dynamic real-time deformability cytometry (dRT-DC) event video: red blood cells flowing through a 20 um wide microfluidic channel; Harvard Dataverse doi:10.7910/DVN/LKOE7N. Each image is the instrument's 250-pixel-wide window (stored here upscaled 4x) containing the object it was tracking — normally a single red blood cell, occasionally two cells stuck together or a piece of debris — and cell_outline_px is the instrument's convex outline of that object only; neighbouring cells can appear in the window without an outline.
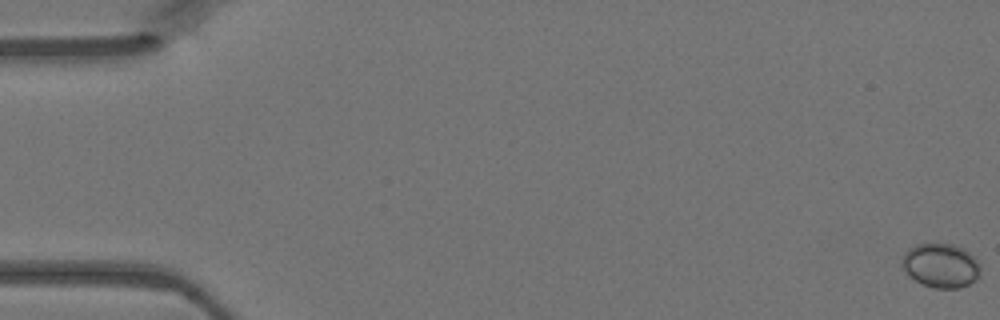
{"species": "Egyptian fruit bat (a non-hibernating species)", "species_latin": "Rousettus aegyptiacus", "temperature_condition": "warm", "stored_images_in_passage": 15, "camera_frame_rate_fps": 3000, "um_per_image_px": 0.085, "animal": {"sex": "female"}, "frame": {"image": 1, "passage_image": 1, "time_ms": 0.0, "image_size_px": [1000, 320], "cell_outline_px": [[980, 276], [976, 280], [960, 288], [936, 288], [920, 284], [908, 276], [904, 272], [900, 264], [900, 256], [908, 248], [916, 244], [952, 244], [964, 248], [980, 264]], "centroid_in_image_um": [79.91, 22.57], "position_along_channel_um": 5.1, "area_um2": 20.63}}
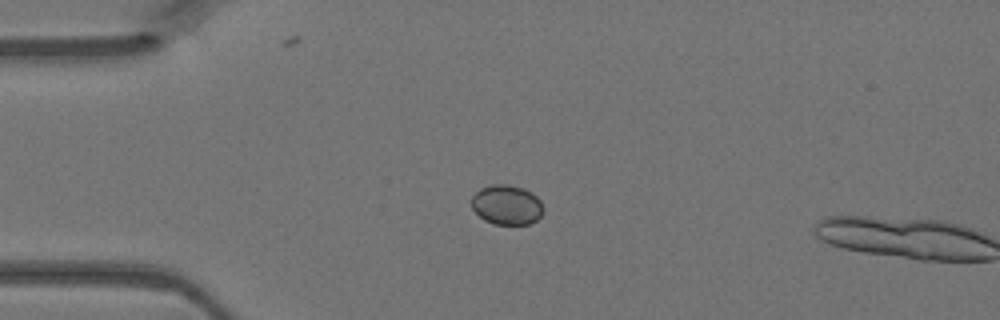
{"frame": {"image": 2, "passage_image": 13, "time_ms": 4.0, "image_size_px": [1000, 320], "cell_outline_px": [[544, 212], [536, 220], [528, 224], [492, 224], [484, 220], [472, 208], [472, 196], [480, 188], [492, 184], [508, 184], [524, 188], [532, 192], [540, 200], [544, 208]], "centroid_in_image_um": [43.09, 17.4], "position_along_channel_um": 41.9, "area_um2": 16.76}}